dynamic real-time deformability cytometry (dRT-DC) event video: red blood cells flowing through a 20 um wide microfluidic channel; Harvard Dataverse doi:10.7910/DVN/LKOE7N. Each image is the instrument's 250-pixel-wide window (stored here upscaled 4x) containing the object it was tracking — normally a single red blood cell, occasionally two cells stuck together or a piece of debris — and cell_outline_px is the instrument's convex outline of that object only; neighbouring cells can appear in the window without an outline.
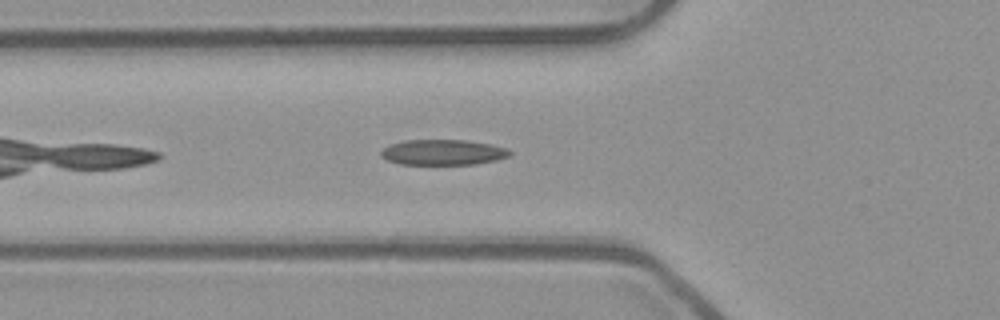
{"species": "common noctule bat (a hibernating species)", "species_latin": "Nyctalus noctula", "temperature_condition": "room temperature", "stored_images_in_passage": 32, "camera_frame_rate_fps": 3000, "um_per_image_px": 0.085, "animal": {"sex": "male", "body_mass_g": 23.1, "forearm_length_mm": 52.7}, "frame": {"image": 1, "passage_image": 4, "time_ms": 1.0, "image_size_px": [1000, 320], "cell_outline_px": [[512, 152], [508, 156], [496, 160], [476, 164], [400, 164], [388, 160], [380, 156], [380, 152], [384, 148], [392, 144], [408, 140], [468, 140], [508, 148]], "centroid_in_image_um": [37.67, 12.95], "position_along_channel_um": 88.1, "area_um2": 18.96}}
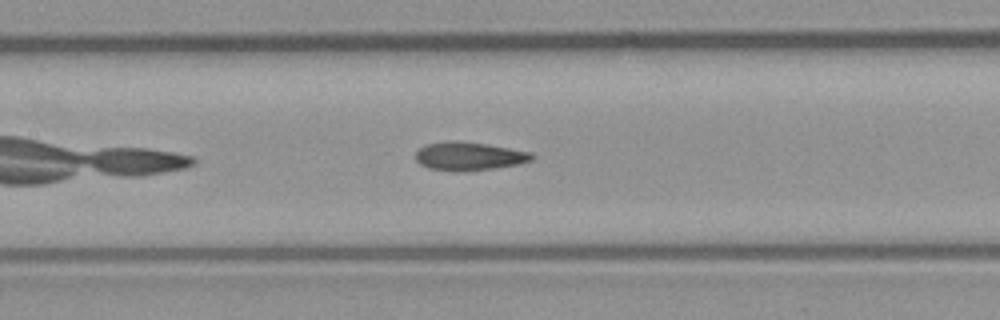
{"frame": {"image": 2, "passage_image": 10, "time_ms": 3.0, "image_size_px": [1000, 320], "cell_outline_px": [[536, 156], [532, 160], [516, 164], [492, 168], [460, 172], [452, 172], [428, 168], [420, 164], [416, 160], [416, 152], [420, 148], [428, 144], [484, 144], [532, 152]], "centroid_in_image_um": [39.9, 13.34], "position_along_channel_um": 167.5, "area_um2": 18.26}}
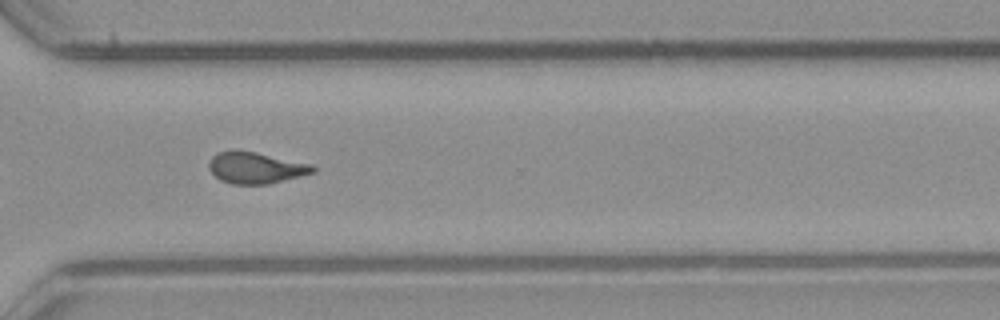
{"frame": {"image": 3, "passage_image": 24, "time_ms": 7.667, "image_size_px": [1000, 320], "cell_outline_px": [[316, 172], [268, 184], [232, 184], [220, 180], [208, 168], [208, 164], [212, 156], [220, 152], [256, 152], [312, 164], [316, 168]], "centroid_in_image_um": [21.77, 14.28], "position_along_channel_um": 348.8, "area_um2": 18.67}, "authors_computed_cell_mechanics": {"area_um2": 18.8428, "velocity_mm_per_s": 3.8979, "shape_relaxation_time_tau1_ms": 7.2603, "shape_relaxation_time_tau2_ms": 1.9848, "deformation_change_tau1": 0.1994, "deformation_change_tau2": 0.1122}}